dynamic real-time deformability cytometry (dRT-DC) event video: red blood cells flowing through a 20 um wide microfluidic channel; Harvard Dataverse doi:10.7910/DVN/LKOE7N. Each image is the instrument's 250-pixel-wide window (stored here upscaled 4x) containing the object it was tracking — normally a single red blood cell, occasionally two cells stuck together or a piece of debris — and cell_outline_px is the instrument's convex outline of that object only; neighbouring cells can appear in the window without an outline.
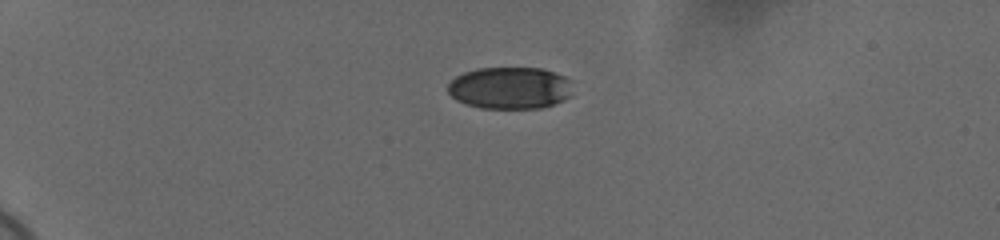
{"species": "human", "species_latin": "Homo sapiens", "temperature_condition": "cold", "stored_images_in_passage": 44, "camera_frame_rate_fps": 3000, "um_per_image_px": 0.085, "donor": {"sex": "female"}, "frame": {"image": 1, "passage_image": 1, "time_ms": 0.0, "image_size_px": [1000, 240], "cell_outline_px": [[572, 96], [564, 100], [540, 108], [480, 108], [456, 100], [448, 92], [448, 84], [456, 76], [464, 72], [476, 68], [540, 68], [564, 76], [572, 80]], "centroid_in_image_um": [43.37, 7.47], "position_along_channel_um": 41.6, "area_um2": 30.69}}
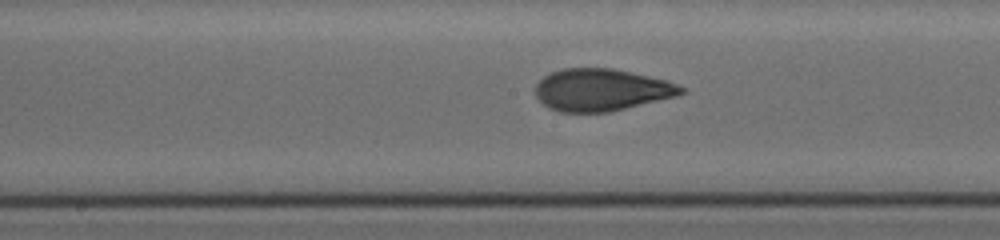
{"frame": {"image": 2, "passage_image": 19, "time_ms": 6.0, "image_size_px": [1000, 240], "cell_outline_px": [[688, 88], [684, 92], [676, 96], [608, 112], [560, 112], [548, 108], [536, 96], [536, 84], [544, 76], [552, 72], [564, 68], [612, 68], [648, 76], [664, 80]], "centroid_in_image_um": [51.1, 7.64], "position_along_channel_um": 197.1, "area_um2": 35.49}}
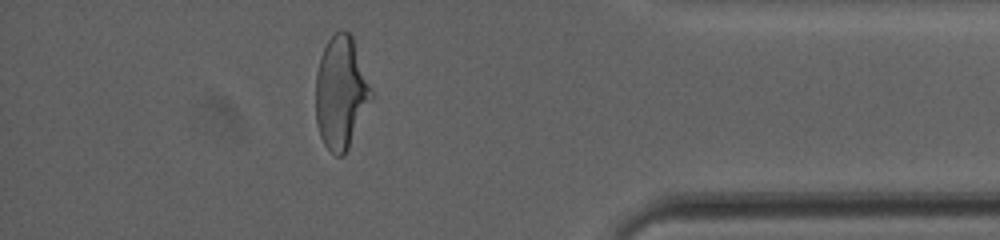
{"frame": {"image": 3, "passage_image": 38, "time_ms": 12.333, "image_size_px": [1000, 240], "cell_outline_px": [[372, 96], [348, 148], [344, 156], [336, 156], [324, 144], [320, 136], [316, 124], [316, 72], [320, 56], [328, 40], [336, 32], [348, 32], [352, 36], [372, 92]], "centroid_in_image_um": [28.94, 7.89], "position_along_channel_um": 406.3, "area_um2": 35.66}, "authors_computed_cell_mechanics": {"area_um2": 35.7493, "velocity_mm_per_s": 3.6703, "shape_relaxation_time_tau1_ms": 4.4756, "shape_relaxation_time_tau2_ms": 1.0407, "deformation_change_tau1": 0.1669, "deformation_change_tau2": 0.0614}}